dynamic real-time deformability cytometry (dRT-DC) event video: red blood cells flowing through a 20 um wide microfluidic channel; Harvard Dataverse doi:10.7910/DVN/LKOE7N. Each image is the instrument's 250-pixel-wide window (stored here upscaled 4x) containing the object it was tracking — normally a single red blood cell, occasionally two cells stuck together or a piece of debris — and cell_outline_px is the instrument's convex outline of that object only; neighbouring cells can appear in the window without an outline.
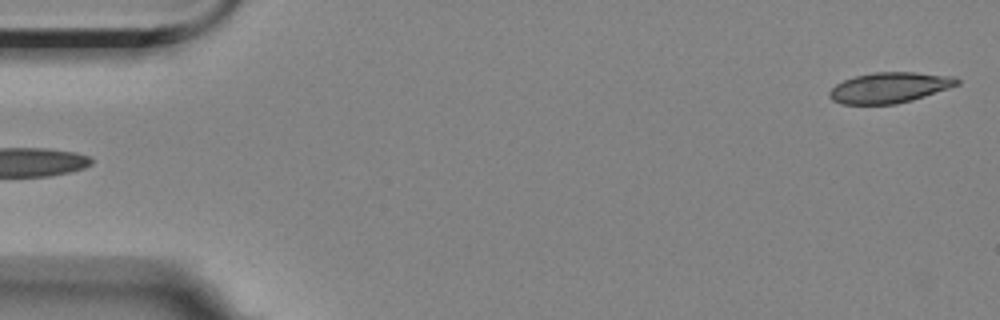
{"species": "Egyptian fruit bat (a non-hibernating species)", "species_latin": "Rousettus aegyptiacus", "temperature_condition": "room temperature", "stored_images_in_passage": 5, "segment_of_instrument_passage": [2, 2], "camera_frame_rate_fps": 3000, "um_per_image_px": 0.085, "animal": {"sex": "female"}, "frame": {"image": 1, "passage_image": 5, "time_ms": 4.333, "image_size_px": [1000, 320], "cell_outline_px": [[960, 84], [912, 100], [896, 104], [840, 104], [832, 100], [828, 96], [828, 92], [836, 84], [844, 80], [856, 76], [872, 72], [916, 72], [956, 76], [960, 80]], "centroid_in_image_um": [75.61, 7.44], "position_along_channel_um": 9.4, "area_um2": 22.83}}